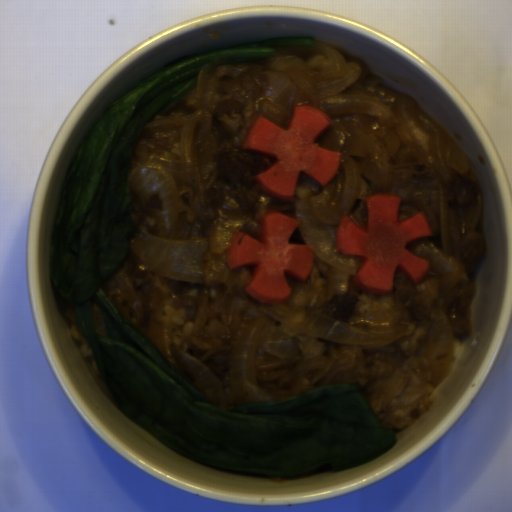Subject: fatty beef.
<instances>
[{"mask_svg":"<svg viewBox=\"0 0 512 512\" xmlns=\"http://www.w3.org/2000/svg\"><path fill=\"white\" fill-rule=\"evenodd\" d=\"M165 154H169L179 163L182 156V132L180 127H144L130 155L127 171Z\"/></svg>","mask_w":512,"mask_h":512,"instance_id":"obj_2","label":"fatty beef"},{"mask_svg":"<svg viewBox=\"0 0 512 512\" xmlns=\"http://www.w3.org/2000/svg\"><path fill=\"white\" fill-rule=\"evenodd\" d=\"M287 243L291 244H305L303 236L298 228V226L293 230V232L289 235Z\"/></svg>","mask_w":512,"mask_h":512,"instance_id":"obj_6","label":"fatty beef"},{"mask_svg":"<svg viewBox=\"0 0 512 512\" xmlns=\"http://www.w3.org/2000/svg\"><path fill=\"white\" fill-rule=\"evenodd\" d=\"M298 187H303V188L309 189L310 194L319 196L322 193V191L325 189L326 186H321L316 181H314L312 178H310L308 175H306L303 172H300L298 180H297L296 189Z\"/></svg>","mask_w":512,"mask_h":512,"instance_id":"obj_5","label":"fatty beef"},{"mask_svg":"<svg viewBox=\"0 0 512 512\" xmlns=\"http://www.w3.org/2000/svg\"><path fill=\"white\" fill-rule=\"evenodd\" d=\"M326 45L329 49L340 55L346 63H354L358 69L359 77L355 79L345 91H352L365 95L378 103L395 104L406 98L411 100L419 108L417 100L402 93L395 87L391 86L374 72H372L361 60H359L353 53L320 41L312 39Z\"/></svg>","mask_w":512,"mask_h":512,"instance_id":"obj_3","label":"fatty beef"},{"mask_svg":"<svg viewBox=\"0 0 512 512\" xmlns=\"http://www.w3.org/2000/svg\"><path fill=\"white\" fill-rule=\"evenodd\" d=\"M267 59L215 65L198 73L191 93L167 113L208 112L216 166L209 192L212 217L191 222L177 215L169 230L160 225L161 198L142 200L128 186L136 232L129 245L147 234L203 240V282L162 277L128 251L119 269L102 286L112 304L140 328L175 368L171 349L174 332L161 321L165 307L186 310L190 331L178 345L204 363L218 379L224 410L242 407L234 397L229 360L254 321L280 330L291 314L319 311L347 321L361 315L396 312L404 330L401 337L373 350H357L322 338L298 337L303 359L331 357L338 377L335 384H353L374 409L388 431L420 421L429 410L435 381L429 340L435 315L444 309L454 339L471 332L469 317L476 280L486 258L487 234L482 222V196L473 175L453 172L445 183L449 227V254L443 253L438 171L420 160L397 158L384 139L369 134L352 119L332 121L314 140L358 163L361 186L347 217L367 227L366 198L375 194L401 196L398 221L424 215L431 236L411 241L405 250L428 261L427 275L415 283L394 273L391 292L379 295L361 289L347 277L344 291L333 289L332 268L313 255L305 280L286 274L290 297L277 305L262 304L246 290L254 266L230 268L226 254L237 232L260 241L266 215L295 217L293 197L283 199L255 185V177L269 169L274 156L241 148L254 122L262 115L286 127L291 117L279 105L266 101L264 77Z\"/></svg>","mask_w":512,"mask_h":512,"instance_id":"obj_1","label":"fatty beef"},{"mask_svg":"<svg viewBox=\"0 0 512 512\" xmlns=\"http://www.w3.org/2000/svg\"><path fill=\"white\" fill-rule=\"evenodd\" d=\"M62 316L64 319L65 326L70 334V337L79 352L80 356L84 360L88 369L90 370L92 376L97 382L99 388L103 391V393L108 397V399L115 403L108 386L102 376L98 363L95 359L91 346L83 334L82 330L78 326L71 310H62Z\"/></svg>","mask_w":512,"mask_h":512,"instance_id":"obj_4","label":"fatty beef"}]
</instances>
